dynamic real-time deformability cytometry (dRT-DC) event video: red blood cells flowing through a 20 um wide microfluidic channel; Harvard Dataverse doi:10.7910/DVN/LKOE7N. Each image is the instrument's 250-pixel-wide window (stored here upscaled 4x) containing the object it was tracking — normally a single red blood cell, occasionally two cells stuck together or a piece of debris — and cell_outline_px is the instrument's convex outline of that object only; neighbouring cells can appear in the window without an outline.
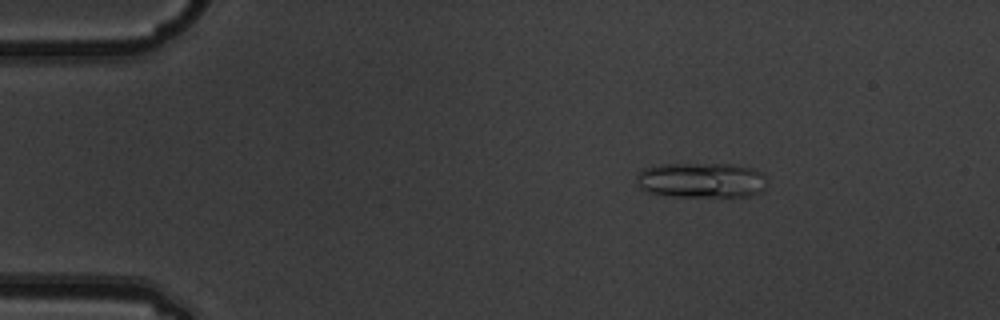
{"species": "common noctule bat (a hibernating species)", "species_latin": "Nyctalus noctula", "temperature_condition": "warm", "stored_images_in_passage": 4, "camera_frame_rate_fps": 3000, "um_per_image_px": 0.085, "animal": {"sex": "male", "body_mass_g": 19.5, "forearm_length_mm": 54.6}, "frame": {"image": 1, "passage_image": 3, "time_ms": 0.667, "image_size_px": [1000, 320], "cell_outline_px": [[764, 192], [748, 196], [668, 196], [648, 192], [640, 188], [636, 176], [644, 168], [664, 164], [732, 164], [752, 168], [764, 172]], "centroid_in_image_um": [59.64, 15.32], "position_along_channel_um": 25.4, "area_um2": 26.76}}